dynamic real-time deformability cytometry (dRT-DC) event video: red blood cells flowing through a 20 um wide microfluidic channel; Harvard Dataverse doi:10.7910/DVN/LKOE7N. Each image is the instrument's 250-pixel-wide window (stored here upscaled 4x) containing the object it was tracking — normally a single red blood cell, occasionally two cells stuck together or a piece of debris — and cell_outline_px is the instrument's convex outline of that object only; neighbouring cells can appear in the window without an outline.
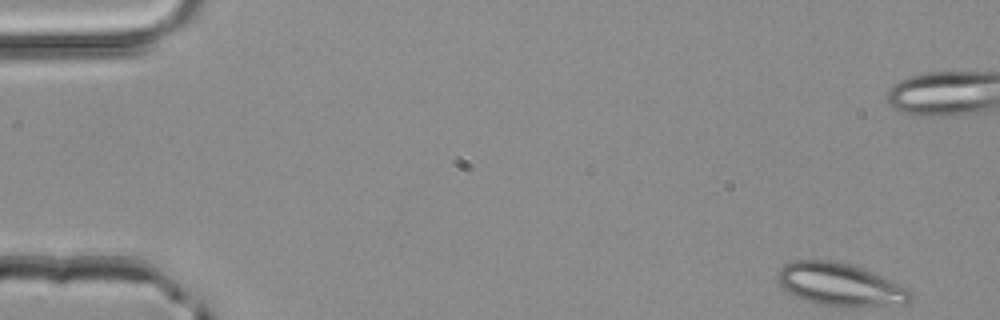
{"species": "common noctule bat (a hibernating species)", "species_latin": "Nyctalus noctula", "temperature_condition": "room temperature", "stored_images_in_passage": 49, "camera_frame_rate_fps": 3000, "um_per_image_px": 0.085, "animal": {"sex": "male", "body_mass_g": 20.4}, "frame": {"image": 1, "passage_image": 1, "time_ms": 0.0, "image_size_px": [1000, 320], "cell_outline_px": [[912, 300], [904, 304], [820, 304], [796, 296], [788, 292], [776, 280], [776, 276], [780, 268], [784, 264], [796, 260], [828, 260], [848, 264], [860, 268], [880, 276], [908, 288], [912, 292]], "centroid_in_image_um": [71.35, 24.14], "position_along_channel_um": 13.6, "area_um2": 31.73}}
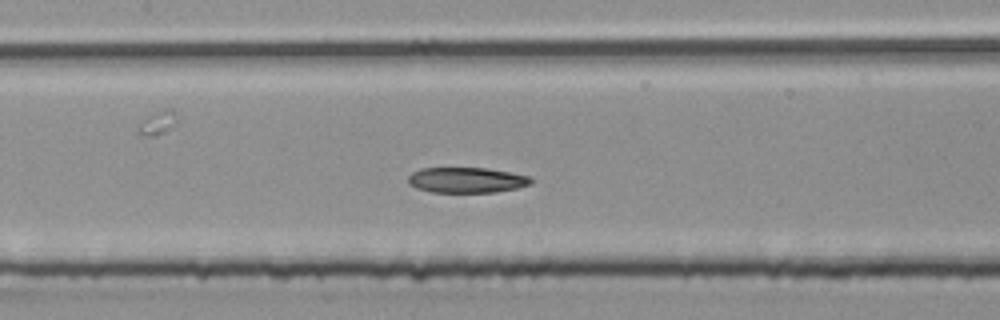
{"frame": {"image": 2, "passage_image": 22, "time_ms": 7.0, "image_size_px": [1000, 320], "cell_outline_px": [[532, 184], [516, 188], [496, 192], [432, 192], [416, 188], [408, 184], [408, 176], [412, 172], [420, 168], [488, 168], [532, 176]], "centroid_in_image_um": [39.67, 15.3], "position_along_channel_um": 167.7, "area_um2": 18.38}}
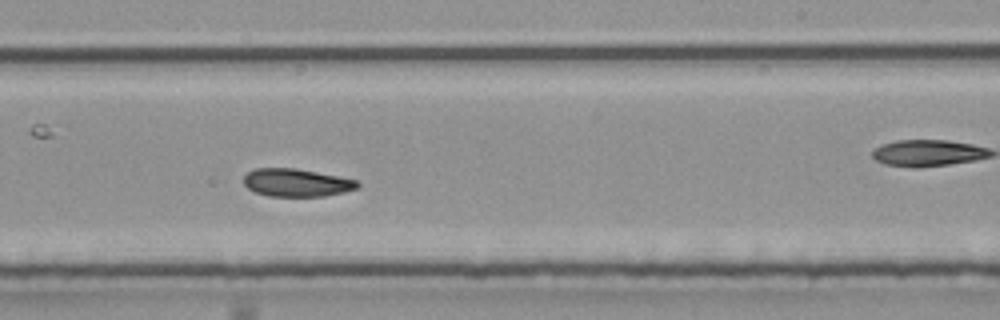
{"frame": {"image": 3, "passage_image": 29, "time_ms": 9.333, "image_size_px": [1000, 320], "cell_outline_px": [[360, 184], [356, 188], [344, 192], [324, 196], [268, 196], [256, 192], [248, 188], [244, 184], [244, 176], [248, 172], [256, 168], [296, 168], [356, 180]], "centroid_in_image_um": [25.18, 15.52], "position_along_channel_um": 263.8, "area_um2": 18.26}, "authors_computed_cell_mechanics": {"area_um2": 19.2474, "velocity_mm_per_s": 4.1407, "shape_relaxation_time_tau1_ms": null, "shape_relaxation_time_tau2_ms": 8.7191, "deformation_change_tau1": null, "deformation_change_tau2": 0.1374}}